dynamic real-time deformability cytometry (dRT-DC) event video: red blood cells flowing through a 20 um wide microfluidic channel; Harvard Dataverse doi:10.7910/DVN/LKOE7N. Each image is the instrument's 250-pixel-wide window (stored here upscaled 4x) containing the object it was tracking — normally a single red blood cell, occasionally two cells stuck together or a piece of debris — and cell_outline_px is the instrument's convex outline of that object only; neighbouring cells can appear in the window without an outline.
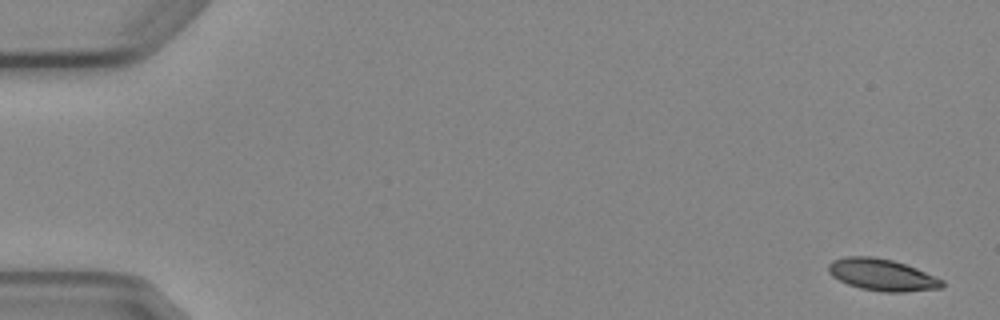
{"species": "Egyptian fruit bat (a non-hibernating species)", "species_latin": "Rousettus aegyptiacus", "temperature_condition": "cold", "stored_images_in_passage": 5, "camera_frame_rate_fps": 3000, "um_per_image_px": 0.085, "animal": {"sex": "female"}, "frame": {"image": 1, "passage_image": 1, "time_ms": 0.0, "image_size_px": [1000, 320], "cell_outline_px": [[944, 288], [904, 292], [884, 292], [860, 288], [848, 284], [832, 276], [828, 272], [828, 264], [832, 260], [848, 256], [872, 256], [892, 260], [916, 268], [944, 280]], "centroid_in_image_um": [74.98, 23.36], "position_along_channel_um": 10.0, "area_um2": 21.1}}
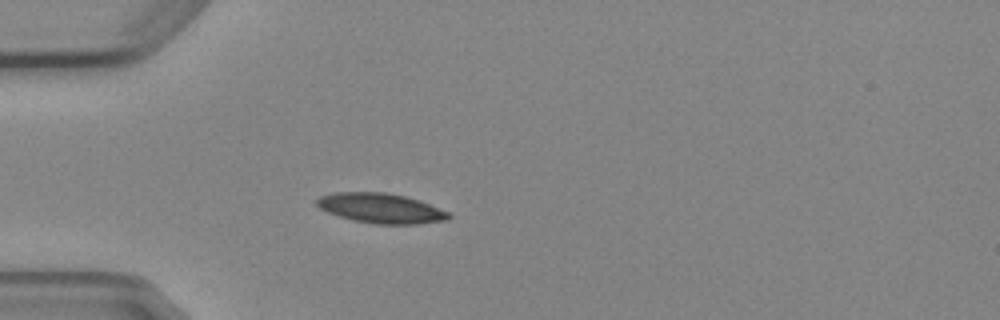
{"frame": {"image": 2, "passage_image": 5, "time_ms": 4.667, "image_size_px": [1000, 320], "cell_outline_px": [[452, 216], [448, 220], [416, 224], [376, 224], [352, 220], [328, 212], [320, 208], [316, 204], [316, 200], [320, 196], [336, 192], [384, 192], [404, 196], [428, 204], [448, 212]], "centroid_in_image_um": [32.36, 17.7], "position_along_channel_um": 52.6, "area_um2": 22.72}}